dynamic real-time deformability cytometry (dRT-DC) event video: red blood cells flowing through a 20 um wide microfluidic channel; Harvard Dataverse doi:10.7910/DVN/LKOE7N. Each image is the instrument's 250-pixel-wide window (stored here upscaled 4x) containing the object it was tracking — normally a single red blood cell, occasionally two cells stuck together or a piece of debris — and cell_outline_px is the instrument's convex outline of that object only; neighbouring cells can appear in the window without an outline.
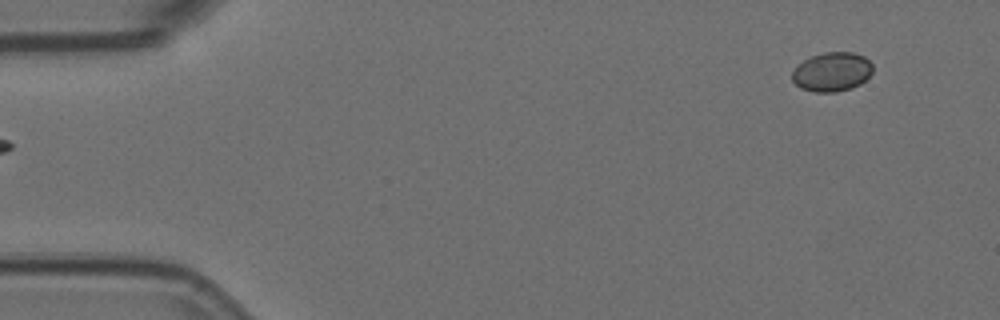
{"species": "Egyptian fruit bat (a non-hibernating species)", "species_latin": "Rousettus aegyptiacus", "temperature_condition": "room temperature", "stored_images_in_passage": 8, "camera_frame_rate_fps": 3000, "um_per_image_px": 0.085, "animal": {"sex": "female"}, "frame": {"image": 1, "passage_image": 1, "time_ms": 0.0, "image_size_px": [1000, 320], "cell_outline_px": [[872, 72], [860, 84], [852, 88], [836, 92], [816, 92], [800, 88], [792, 80], [792, 72], [804, 60], [812, 56], [824, 52], [852, 52], [864, 56], [872, 64]], "centroid_in_image_um": [70.72, 6.11], "position_along_channel_um": 14.3, "area_um2": 18.26}}
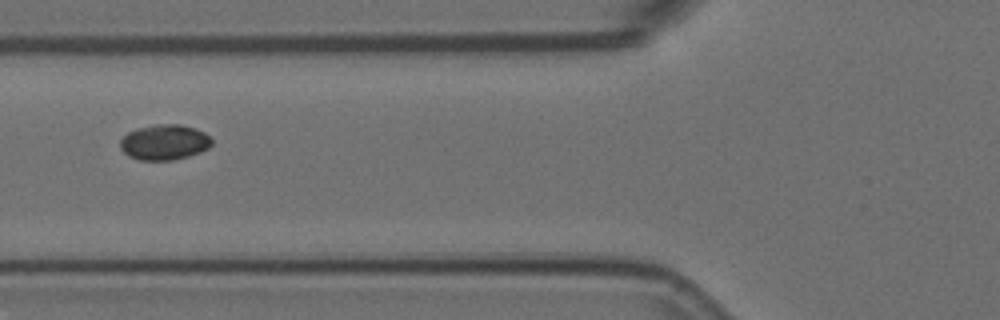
{"frame": {"image": 2, "passage_image": 6, "time_ms": 1.667, "image_size_px": [1000, 320], "cell_outline_px": [[212, 144], [208, 148], [200, 152], [188, 156], [172, 160], [140, 160], [128, 156], [120, 148], [120, 140], [128, 132], [136, 128], [156, 124], [180, 124], [196, 128], [204, 132], [212, 140]], "centroid_in_image_um": [13.97, 12.08], "position_along_channel_um": 111.8, "area_um2": 18.96}}
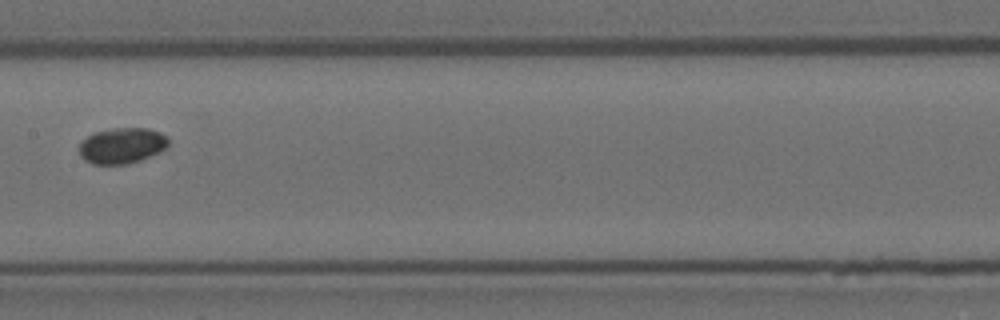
{"frame": {"image": 3, "passage_image": 8, "time_ms": 2.333, "image_size_px": [1000, 320], "cell_outline_px": [[168, 148], [160, 152], [140, 160], [128, 164], [92, 164], [84, 160], [80, 156], [80, 144], [88, 136], [96, 132], [116, 128], [148, 128], [160, 132], [168, 136]], "centroid_in_image_um": [10.41, 12.38], "position_along_channel_um": 197.0, "area_um2": 18.61}}